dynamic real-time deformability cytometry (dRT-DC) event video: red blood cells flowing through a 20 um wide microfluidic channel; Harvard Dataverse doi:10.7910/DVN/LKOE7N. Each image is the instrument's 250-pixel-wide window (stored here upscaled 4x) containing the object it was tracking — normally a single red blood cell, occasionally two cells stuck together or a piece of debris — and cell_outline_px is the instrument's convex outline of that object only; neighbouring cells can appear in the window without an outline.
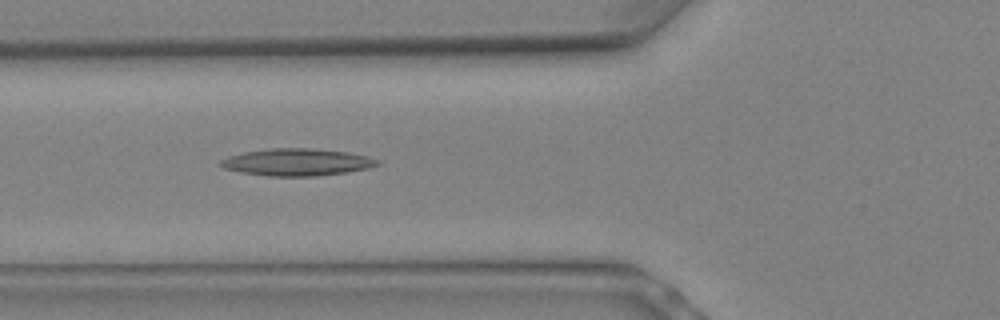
{"species": "Egyptian fruit bat (a non-hibernating species)", "species_latin": "Rousettus aegyptiacus", "temperature_condition": "warm", "stored_images_in_passage": 6, "camera_frame_rate_fps": 3000, "um_per_image_px": 0.085, "animal": {"sex": "female"}, "frame": {"image": 1, "passage_image": 5, "time_ms": 1.333, "image_size_px": [1000, 320], "cell_outline_px": [[380, 164], [368, 168], [348, 172], [316, 176], [268, 176], [240, 172], [224, 168], [216, 164], [220, 160], [228, 156], [244, 152], [272, 148], [308, 148], [348, 152], [368, 156], [380, 160]], "centroid_in_image_um": [25.23, 13.78], "position_along_channel_um": 100.6, "area_um2": 24.91}}